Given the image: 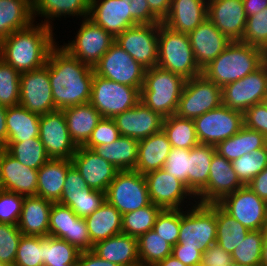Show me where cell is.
Wrapping results in <instances>:
<instances>
[{"label": "cell", "mask_w": 267, "mask_h": 266, "mask_svg": "<svg viewBox=\"0 0 267 266\" xmlns=\"http://www.w3.org/2000/svg\"><path fill=\"white\" fill-rule=\"evenodd\" d=\"M232 167L245 186L267 167V146L233 160Z\"/></svg>", "instance_id": "cell-46"}, {"label": "cell", "mask_w": 267, "mask_h": 266, "mask_svg": "<svg viewBox=\"0 0 267 266\" xmlns=\"http://www.w3.org/2000/svg\"><path fill=\"white\" fill-rule=\"evenodd\" d=\"M244 126L258 131L267 138V106L264 102L249 107L243 113Z\"/></svg>", "instance_id": "cell-59"}, {"label": "cell", "mask_w": 267, "mask_h": 266, "mask_svg": "<svg viewBox=\"0 0 267 266\" xmlns=\"http://www.w3.org/2000/svg\"><path fill=\"white\" fill-rule=\"evenodd\" d=\"M171 148L163 130L139 140L135 170L145 175L148 172L163 168Z\"/></svg>", "instance_id": "cell-29"}, {"label": "cell", "mask_w": 267, "mask_h": 266, "mask_svg": "<svg viewBox=\"0 0 267 266\" xmlns=\"http://www.w3.org/2000/svg\"><path fill=\"white\" fill-rule=\"evenodd\" d=\"M194 58L202 70L217 58L231 41L207 18L189 34Z\"/></svg>", "instance_id": "cell-23"}, {"label": "cell", "mask_w": 267, "mask_h": 266, "mask_svg": "<svg viewBox=\"0 0 267 266\" xmlns=\"http://www.w3.org/2000/svg\"><path fill=\"white\" fill-rule=\"evenodd\" d=\"M39 138L50 159L71 160L78 146L71 139L63 110L40 115Z\"/></svg>", "instance_id": "cell-16"}, {"label": "cell", "mask_w": 267, "mask_h": 266, "mask_svg": "<svg viewBox=\"0 0 267 266\" xmlns=\"http://www.w3.org/2000/svg\"><path fill=\"white\" fill-rule=\"evenodd\" d=\"M88 18L114 38L134 26L132 20H127L126 6L122 0H90Z\"/></svg>", "instance_id": "cell-27"}, {"label": "cell", "mask_w": 267, "mask_h": 266, "mask_svg": "<svg viewBox=\"0 0 267 266\" xmlns=\"http://www.w3.org/2000/svg\"><path fill=\"white\" fill-rule=\"evenodd\" d=\"M85 188H88L86 181L72 164L68 168L61 198L58 203H70V196H78L82 194Z\"/></svg>", "instance_id": "cell-60"}, {"label": "cell", "mask_w": 267, "mask_h": 266, "mask_svg": "<svg viewBox=\"0 0 267 266\" xmlns=\"http://www.w3.org/2000/svg\"><path fill=\"white\" fill-rule=\"evenodd\" d=\"M240 42L258 47L267 54V8L247 17L245 32Z\"/></svg>", "instance_id": "cell-49"}, {"label": "cell", "mask_w": 267, "mask_h": 266, "mask_svg": "<svg viewBox=\"0 0 267 266\" xmlns=\"http://www.w3.org/2000/svg\"><path fill=\"white\" fill-rule=\"evenodd\" d=\"M155 266H186L173 255L167 256L164 260L159 261Z\"/></svg>", "instance_id": "cell-68"}, {"label": "cell", "mask_w": 267, "mask_h": 266, "mask_svg": "<svg viewBox=\"0 0 267 266\" xmlns=\"http://www.w3.org/2000/svg\"><path fill=\"white\" fill-rule=\"evenodd\" d=\"M40 115L30 112L23 106L7 107V142H24L39 137Z\"/></svg>", "instance_id": "cell-33"}, {"label": "cell", "mask_w": 267, "mask_h": 266, "mask_svg": "<svg viewBox=\"0 0 267 266\" xmlns=\"http://www.w3.org/2000/svg\"><path fill=\"white\" fill-rule=\"evenodd\" d=\"M159 24H138L115 37V42L146 69L157 66Z\"/></svg>", "instance_id": "cell-15"}, {"label": "cell", "mask_w": 267, "mask_h": 266, "mask_svg": "<svg viewBox=\"0 0 267 266\" xmlns=\"http://www.w3.org/2000/svg\"><path fill=\"white\" fill-rule=\"evenodd\" d=\"M105 192L85 188L78 196H70V203H60L69 206L80 218H86L105 202Z\"/></svg>", "instance_id": "cell-50"}, {"label": "cell", "mask_w": 267, "mask_h": 266, "mask_svg": "<svg viewBox=\"0 0 267 266\" xmlns=\"http://www.w3.org/2000/svg\"><path fill=\"white\" fill-rule=\"evenodd\" d=\"M84 219L93 245L122 233V214L106 200Z\"/></svg>", "instance_id": "cell-32"}, {"label": "cell", "mask_w": 267, "mask_h": 266, "mask_svg": "<svg viewBox=\"0 0 267 266\" xmlns=\"http://www.w3.org/2000/svg\"><path fill=\"white\" fill-rule=\"evenodd\" d=\"M264 104L267 106V96L264 98Z\"/></svg>", "instance_id": "cell-73"}, {"label": "cell", "mask_w": 267, "mask_h": 266, "mask_svg": "<svg viewBox=\"0 0 267 266\" xmlns=\"http://www.w3.org/2000/svg\"><path fill=\"white\" fill-rule=\"evenodd\" d=\"M162 209L151 203L135 211L122 215V233L139 238L153 229L157 215Z\"/></svg>", "instance_id": "cell-44"}, {"label": "cell", "mask_w": 267, "mask_h": 266, "mask_svg": "<svg viewBox=\"0 0 267 266\" xmlns=\"http://www.w3.org/2000/svg\"><path fill=\"white\" fill-rule=\"evenodd\" d=\"M190 158L189 149L171 148L165 161L163 169L179 181L183 182L188 188V165Z\"/></svg>", "instance_id": "cell-54"}, {"label": "cell", "mask_w": 267, "mask_h": 266, "mask_svg": "<svg viewBox=\"0 0 267 266\" xmlns=\"http://www.w3.org/2000/svg\"><path fill=\"white\" fill-rule=\"evenodd\" d=\"M146 178L151 203L161 209H183L185 199L195 198L187 186L163 168L148 172Z\"/></svg>", "instance_id": "cell-18"}, {"label": "cell", "mask_w": 267, "mask_h": 266, "mask_svg": "<svg viewBox=\"0 0 267 266\" xmlns=\"http://www.w3.org/2000/svg\"><path fill=\"white\" fill-rule=\"evenodd\" d=\"M92 252L118 266H140L138 239L124 233L96 242Z\"/></svg>", "instance_id": "cell-26"}, {"label": "cell", "mask_w": 267, "mask_h": 266, "mask_svg": "<svg viewBox=\"0 0 267 266\" xmlns=\"http://www.w3.org/2000/svg\"><path fill=\"white\" fill-rule=\"evenodd\" d=\"M263 230H250L232 252L233 262L261 266Z\"/></svg>", "instance_id": "cell-45"}, {"label": "cell", "mask_w": 267, "mask_h": 266, "mask_svg": "<svg viewBox=\"0 0 267 266\" xmlns=\"http://www.w3.org/2000/svg\"><path fill=\"white\" fill-rule=\"evenodd\" d=\"M267 60V54L260 48L232 41L225 50L202 69V74L223 88L254 72Z\"/></svg>", "instance_id": "cell-3"}, {"label": "cell", "mask_w": 267, "mask_h": 266, "mask_svg": "<svg viewBox=\"0 0 267 266\" xmlns=\"http://www.w3.org/2000/svg\"><path fill=\"white\" fill-rule=\"evenodd\" d=\"M172 255V245L151 229L138 238L140 266H155Z\"/></svg>", "instance_id": "cell-42"}, {"label": "cell", "mask_w": 267, "mask_h": 266, "mask_svg": "<svg viewBox=\"0 0 267 266\" xmlns=\"http://www.w3.org/2000/svg\"><path fill=\"white\" fill-rule=\"evenodd\" d=\"M153 229L172 246L176 245L180 230V209H162L156 217Z\"/></svg>", "instance_id": "cell-51"}, {"label": "cell", "mask_w": 267, "mask_h": 266, "mask_svg": "<svg viewBox=\"0 0 267 266\" xmlns=\"http://www.w3.org/2000/svg\"><path fill=\"white\" fill-rule=\"evenodd\" d=\"M186 79L154 66L145 71L140 101L163 118L176 114Z\"/></svg>", "instance_id": "cell-4"}, {"label": "cell", "mask_w": 267, "mask_h": 266, "mask_svg": "<svg viewBox=\"0 0 267 266\" xmlns=\"http://www.w3.org/2000/svg\"><path fill=\"white\" fill-rule=\"evenodd\" d=\"M19 104L30 112L39 115L57 110L46 65L36 70L21 73Z\"/></svg>", "instance_id": "cell-17"}, {"label": "cell", "mask_w": 267, "mask_h": 266, "mask_svg": "<svg viewBox=\"0 0 267 266\" xmlns=\"http://www.w3.org/2000/svg\"><path fill=\"white\" fill-rule=\"evenodd\" d=\"M77 266H118V265L99 258L92 251H82L79 254Z\"/></svg>", "instance_id": "cell-64"}, {"label": "cell", "mask_w": 267, "mask_h": 266, "mask_svg": "<svg viewBox=\"0 0 267 266\" xmlns=\"http://www.w3.org/2000/svg\"><path fill=\"white\" fill-rule=\"evenodd\" d=\"M230 266H249V265H243V264H238V263L232 262V264Z\"/></svg>", "instance_id": "cell-71"}, {"label": "cell", "mask_w": 267, "mask_h": 266, "mask_svg": "<svg viewBox=\"0 0 267 266\" xmlns=\"http://www.w3.org/2000/svg\"><path fill=\"white\" fill-rule=\"evenodd\" d=\"M46 66L57 110L90 102L93 67L57 45L50 51Z\"/></svg>", "instance_id": "cell-1"}, {"label": "cell", "mask_w": 267, "mask_h": 266, "mask_svg": "<svg viewBox=\"0 0 267 266\" xmlns=\"http://www.w3.org/2000/svg\"><path fill=\"white\" fill-rule=\"evenodd\" d=\"M215 215L217 220L216 243L232 254L235 247L244 240L250 230L226 213L218 204H215Z\"/></svg>", "instance_id": "cell-40"}, {"label": "cell", "mask_w": 267, "mask_h": 266, "mask_svg": "<svg viewBox=\"0 0 267 266\" xmlns=\"http://www.w3.org/2000/svg\"><path fill=\"white\" fill-rule=\"evenodd\" d=\"M199 143L217 146L235 135L243 126V112L224 104L194 119Z\"/></svg>", "instance_id": "cell-10"}, {"label": "cell", "mask_w": 267, "mask_h": 266, "mask_svg": "<svg viewBox=\"0 0 267 266\" xmlns=\"http://www.w3.org/2000/svg\"><path fill=\"white\" fill-rule=\"evenodd\" d=\"M243 186L232 167L231 161L215 152L210 165L207 186L196 196L197 200L200 199L196 203L217 204L225 196Z\"/></svg>", "instance_id": "cell-19"}, {"label": "cell", "mask_w": 267, "mask_h": 266, "mask_svg": "<svg viewBox=\"0 0 267 266\" xmlns=\"http://www.w3.org/2000/svg\"><path fill=\"white\" fill-rule=\"evenodd\" d=\"M150 10L161 20L168 15L171 0H147Z\"/></svg>", "instance_id": "cell-65"}, {"label": "cell", "mask_w": 267, "mask_h": 266, "mask_svg": "<svg viewBox=\"0 0 267 266\" xmlns=\"http://www.w3.org/2000/svg\"><path fill=\"white\" fill-rule=\"evenodd\" d=\"M52 29L42 23H32L13 32L2 39L1 59L19 73L42 68L50 51L59 45L54 41Z\"/></svg>", "instance_id": "cell-2"}, {"label": "cell", "mask_w": 267, "mask_h": 266, "mask_svg": "<svg viewBox=\"0 0 267 266\" xmlns=\"http://www.w3.org/2000/svg\"><path fill=\"white\" fill-rule=\"evenodd\" d=\"M76 216L69 206L53 203L49 215L48 235L65 240V235H70L71 217Z\"/></svg>", "instance_id": "cell-53"}, {"label": "cell", "mask_w": 267, "mask_h": 266, "mask_svg": "<svg viewBox=\"0 0 267 266\" xmlns=\"http://www.w3.org/2000/svg\"><path fill=\"white\" fill-rule=\"evenodd\" d=\"M222 104V88L203 74L185 81L176 115L195 119Z\"/></svg>", "instance_id": "cell-9"}, {"label": "cell", "mask_w": 267, "mask_h": 266, "mask_svg": "<svg viewBox=\"0 0 267 266\" xmlns=\"http://www.w3.org/2000/svg\"><path fill=\"white\" fill-rule=\"evenodd\" d=\"M215 152V146L201 143L190 149L188 189L195 197L207 186L210 165Z\"/></svg>", "instance_id": "cell-37"}, {"label": "cell", "mask_w": 267, "mask_h": 266, "mask_svg": "<svg viewBox=\"0 0 267 266\" xmlns=\"http://www.w3.org/2000/svg\"><path fill=\"white\" fill-rule=\"evenodd\" d=\"M4 190L3 178L1 173V148H0V192Z\"/></svg>", "instance_id": "cell-70"}, {"label": "cell", "mask_w": 267, "mask_h": 266, "mask_svg": "<svg viewBox=\"0 0 267 266\" xmlns=\"http://www.w3.org/2000/svg\"><path fill=\"white\" fill-rule=\"evenodd\" d=\"M20 76L21 73L0 59V105H19Z\"/></svg>", "instance_id": "cell-47"}, {"label": "cell", "mask_w": 267, "mask_h": 266, "mask_svg": "<svg viewBox=\"0 0 267 266\" xmlns=\"http://www.w3.org/2000/svg\"><path fill=\"white\" fill-rule=\"evenodd\" d=\"M52 202L39 196H24L18 228L23 235L48 236Z\"/></svg>", "instance_id": "cell-28"}, {"label": "cell", "mask_w": 267, "mask_h": 266, "mask_svg": "<svg viewBox=\"0 0 267 266\" xmlns=\"http://www.w3.org/2000/svg\"><path fill=\"white\" fill-rule=\"evenodd\" d=\"M217 204L249 230L267 228V202L246 185L225 196Z\"/></svg>", "instance_id": "cell-13"}, {"label": "cell", "mask_w": 267, "mask_h": 266, "mask_svg": "<svg viewBox=\"0 0 267 266\" xmlns=\"http://www.w3.org/2000/svg\"><path fill=\"white\" fill-rule=\"evenodd\" d=\"M6 111L7 107L0 105V148L7 144Z\"/></svg>", "instance_id": "cell-67"}, {"label": "cell", "mask_w": 267, "mask_h": 266, "mask_svg": "<svg viewBox=\"0 0 267 266\" xmlns=\"http://www.w3.org/2000/svg\"><path fill=\"white\" fill-rule=\"evenodd\" d=\"M138 140L121 136L111 144L94 147L96 154L113 164L117 170H135L138 158Z\"/></svg>", "instance_id": "cell-35"}, {"label": "cell", "mask_w": 267, "mask_h": 266, "mask_svg": "<svg viewBox=\"0 0 267 266\" xmlns=\"http://www.w3.org/2000/svg\"><path fill=\"white\" fill-rule=\"evenodd\" d=\"M1 53H2V38H0V59H1Z\"/></svg>", "instance_id": "cell-72"}, {"label": "cell", "mask_w": 267, "mask_h": 266, "mask_svg": "<svg viewBox=\"0 0 267 266\" xmlns=\"http://www.w3.org/2000/svg\"><path fill=\"white\" fill-rule=\"evenodd\" d=\"M203 250L201 245L177 243L172 246V255L186 266H200Z\"/></svg>", "instance_id": "cell-61"}, {"label": "cell", "mask_w": 267, "mask_h": 266, "mask_svg": "<svg viewBox=\"0 0 267 266\" xmlns=\"http://www.w3.org/2000/svg\"><path fill=\"white\" fill-rule=\"evenodd\" d=\"M22 233L17 225L0 223V261L14 266Z\"/></svg>", "instance_id": "cell-52"}, {"label": "cell", "mask_w": 267, "mask_h": 266, "mask_svg": "<svg viewBox=\"0 0 267 266\" xmlns=\"http://www.w3.org/2000/svg\"><path fill=\"white\" fill-rule=\"evenodd\" d=\"M208 19L231 42L242 40L247 21L242 0H208Z\"/></svg>", "instance_id": "cell-21"}, {"label": "cell", "mask_w": 267, "mask_h": 266, "mask_svg": "<svg viewBox=\"0 0 267 266\" xmlns=\"http://www.w3.org/2000/svg\"><path fill=\"white\" fill-rule=\"evenodd\" d=\"M1 173L4 190L22 196L37 195L38 170L29 168L1 148Z\"/></svg>", "instance_id": "cell-24"}, {"label": "cell", "mask_w": 267, "mask_h": 266, "mask_svg": "<svg viewBox=\"0 0 267 266\" xmlns=\"http://www.w3.org/2000/svg\"><path fill=\"white\" fill-rule=\"evenodd\" d=\"M82 21L75 39L61 47L80 62L94 67L109 50L115 38L88 17Z\"/></svg>", "instance_id": "cell-12"}, {"label": "cell", "mask_w": 267, "mask_h": 266, "mask_svg": "<svg viewBox=\"0 0 267 266\" xmlns=\"http://www.w3.org/2000/svg\"><path fill=\"white\" fill-rule=\"evenodd\" d=\"M0 266H8V265L0 261Z\"/></svg>", "instance_id": "cell-74"}, {"label": "cell", "mask_w": 267, "mask_h": 266, "mask_svg": "<svg viewBox=\"0 0 267 266\" xmlns=\"http://www.w3.org/2000/svg\"><path fill=\"white\" fill-rule=\"evenodd\" d=\"M80 251L67 241L43 236L44 266L77 265Z\"/></svg>", "instance_id": "cell-43"}, {"label": "cell", "mask_w": 267, "mask_h": 266, "mask_svg": "<svg viewBox=\"0 0 267 266\" xmlns=\"http://www.w3.org/2000/svg\"><path fill=\"white\" fill-rule=\"evenodd\" d=\"M71 161L88 187L102 192H106L119 171L113 164L96 154L93 149L84 146H78Z\"/></svg>", "instance_id": "cell-20"}, {"label": "cell", "mask_w": 267, "mask_h": 266, "mask_svg": "<svg viewBox=\"0 0 267 266\" xmlns=\"http://www.w3.org/2000/svg\"><path fill=\"white\" fill-rule=\"evenodd\" d=\"M261 266H267V228L263 230Z\"/></svg>", "instance_id": "cell-69"}, {"label": "cell", "mask_w": 267, "mask_h": 266, "mask_svg": "<svg viewBox=\"0 0 267 266\" xmlns=\"http://www.w3.org/2000/svg\"><path fill=\"white\" fill-rule=\"evenodd\" d=\"M157 66L188 80L202 74L197 65L188 34L159 23Z\"/></svg>", "instance_id": "cell-5"}, {"label": "cell", "mask_w": 267, "mask_h": 266, "mask_svg": "<svg viewBox=\"0 0 267 266\" xmlns=\"http://www.w3.org/2000/svg\"><path fill=\"white\" fill-rule=\"evenodd\" d=\"M186 211L180 209V230L178 243L201 245L207 249L216 243L217 220L215 204H200L194 200Z\"/></svg>", "instance_id": "cell-8"}, {"label": "cell", "mask_w": 267, "mask_h": 266, "mask_svg": "<svg viewBox=\"0 0 267 266\" xmlns=\"http://www.w3.org/2000/svg\"><path fill=\"white\" fill-rule=\"evenodd\" d=\"M32 4L34 20L36 15H41L45 17L44 22L41 21V23L49 27H52L50 21L57 17L79 15L87 18L89 16L90 0H34Z\"/></svg>", "instance_id": "cell-38"}, {"label": "cell", "mask_w": 267, "mask_h": 266, "mask_svg": "<svg viewBox=\"0 0 267 266\" xmlns=\"http://www.w3.org/2000/svg\"><path fill=\"white\" fill-rule=\"evenodd\" d=\"M14 266H44L43 237L22 235Z\"/></svg>", "instance_id": "cell-48"}, {"label": "cell", "mask_w": 267, "mask_h": 266, "mask_svg": "<svg viewBox=\"0 0 267 266\" xmlns=\"http://www.w3.org/2000/svg\"><path fill=\"white\" fill-rule=\"evenodd\" d=\"M267 96V60L254 72L222 88V104L245 112Z\"/></svg>", "instance_id": "cell-14"}, {"label": "cell", "mask_w": 267, "mask_h": 266, "mask_svg": "<svg viewBox=\"0 0 267 266\" xmlns=\"http://www.w3.org/2000/svg\"><path fill=\"white\" fill-rule=\"evenodd\" d=\"M113 120L121 136L139 141L162 130L164 118L140 101L133 108L116 115Z\"/></svg>", "instance_id": "cell-22"}, {"label": "cell", "mask_w": 267, "mask_h": 266, "mask_svg": "<svg viewBox=\"0 0 267 266\" xmlns=\"http://www.w3.org/2000/svg\"><path fill=\"white\" fill-rule=\"evenodd\" d=\"M267 138L260 132L243 126L235 135L223 140L216 146V152L233 161L266 146Z\"/></svg>", "instance_id": "cell-36"}, {"label": "cell", "mask_w": 267, "mask_h": 266, "mask_svg": "<svg viewBox=\"0 0 267 266\" xmlns=\"http://www.w3.org/2000/svg\"><path fill=\"white\" fill-rule=\"evenodd\" d=\"M119 137L121 135L113 118L103 117L83 146L88 149H93L101 144H111Z\"/></svg>", "instance_id": "cell-56"}, {"label": "cell", "mask_w": 267, "mask_h": 266, "mask_svg": "<svg viewBox=\"0 0 267 266\" xmlns=\"http://www.w3.org/2000/svg\"><path fill=\"white\" fill-rule=\"evenodd\" d=\"M139 102L140 91L136 87L120 84L94 73L89 103L102 117L114 118Z\"/></svg>", "instance_id": "cell-6"}, {"label": "cell", "mask_w": 267, "mask_h": 266, "mask_svg": "<svg viewBox=\"0 0 267 266\" xmlns=\"http://www.w3.org/2000/svg\"><path fill=\"white\" fill-rule=\"evenodd\" d=\"M246 17L253 16L267 8V0H242Z\"/></svg>", "instance_id": "cell-66"}, {"label": "cell", "mask_w": 267, "mask_h": 266, "mask_svg": "<svg viewBox=\"0 0 267 266\" xmlns=\"http://www.w3.org/2000/svg\"><path fill=\"white\" fill-rule=\"evenodd\" d=\"M63 112L70 137L77 146H83L88 141L103 118L90 103L68 107Z\"/></svg>", "instance_id": "cell-31"}, {"label": "cell", "mask_w": 267, "mask_h": 266, "mask_svg": "<svg viewBox=\"0 0 267 266\" xmlns=\"http://www.w3.org/2000/svg\"><path fill=\"white\" fill-rule=\"evenodd\" d=\"M30 0H0V38L34 23Z\"/></svg>", "instance_id": "cell-34"}, {"label": "cell", "mask_w": 267, "mask_h": 266, "mask_svg": "<svg viewBox=\"0 0 267 266\" xmlns=\"http://www.w3.org/2000/svg\"><path fill=\"white\" fill-rule=\"evenodd\" d=\"M65 241L75 246L80 252L92 251L93 244L84 218L71 217L70 235H65Z\"/></svg>", "instance_id": "cell-58"}, {"label": "cell", "mask_w": 267, "mask_h": 266, "mask_svg": "<svg viewBox=\"0 0 267 266\" xmlns=\"http://www.w3.org/2000/svg\"><path fill=\"white\" fill-rule=\"evenodd\" d=\"M93 69L100 77L136 87L139 91L143 86L146 71L145 67L136 62L115 41Z\"/></svg>", "instance_id": "cell-11"}, {"label": "cell", "mask_w": 267, "mask_h": 266, "mask_svg": "<svg viewBox=\"0 0 267 266\" xmlns=\"http://www.w3.org/2000/svg\"><path fill=\"white\" fill-rule=\"evenodd\" d=\"M126 6L127 20L133 25L159 24L162 21L150 10L147 0H122Z\"/></svg>", "instance_id": "cell-57"}, {"label": "cell", "mask_w": 267, "mask_h": 266, "mask_svg": "<svg viewBox=\"0 0 267 266\" xmlns=\"http://www.w3.org/2000/svg\"><path fill=\"white\" fill-rule=\"evenodd\" d=\"M71 160L49 159L39 170L37 180V195L52 203H58L66 180Z\"/></svg>", "instance_id": "cell-30"}, {"label": "cell", "mask_w": 267, "mask_h": 266, "mask_svg": "<svg viewBox=\"0 0 267 266\" xmlns=\"http://www.w3.org/2000/svg\"><path fill=\"white\" fill-rule=\"evenodd\" d=\"M162 130L173 148L190 150L199 144L193 119L173 114L164 118Z\"/></svg>", "instance_id": "cell-39"}, {"label": "cell", "mask_w": 267, "mask_h": 266, "mask_svg": "<svg viewBox=\"0 0 267 266\" xmlns=\"http://www.w3.org/2000/svg\"><path fill=\"white\" fill-rule=\"evenodd\" d=\"M232 262V255L214 243L202 251L200 266H230Z\"/></svg>", "instance_id": "cell-62"}, {"label": "cell", "mask_w": 267, "mask_h": 266, "mask_svg": "<svg viewBox=\"0 0 267 266\" xmlns=\"http://www.w3.org/2000/svg\"><path fill=\"white\" fill-rule=\"evenodd\" d=\"M55 266H56V265H55ZM62 266H77V265H63V264H62Z\"/></svg>", "instance_id": "cell-75"}, {"label": "cell", "mask_w": 267, "mask_h": 266, "mask_svg": "<svg viewBox=\"0 0 267 266\" xmlns=\"http://www.w3.org/2000/svg\"><path fill=\"white\" fill-rule=\"evenodd\" d=\"M4 149L24 166L39 170L50 158L39 137L24 142H7Z\"/></svg>", "instance_id": "cell-41"}, {"label": "cell", "mask_w": 267, "mask_h": 266, "mask_svg": "<svg viewBox=\"0 0 267 266\" xmlns=\"http://www.w3.org/2000/svg\"><path fill=\"white\" fill-rule=\"evenodd\" d=\"M208 18V0H171L162 23L169 29L189 34Z\"/></svg>", "instance_id": "cell-25"}, {"label": "cell", "mask_w": 267, "mask_h": 266, "mask_svg": "<svg viewBox=\"0 0 267 266\" xmlns=\"http://www.w3.org/2000/svg\"><path fill=\"white\" fill-rule=\"evenodd\" d=\"M24 196L3 190L0 192V223L17 225Z\"/></svg>", "instance_id": "cell-55"}, {"label": "cell", "mask_w": 267, "mask_h": 266, "mask_svg": "<svg viewBox=\"0 0 267 266\" xmlns=\"http://www.w3.org/2000/svg\"><path fill=\"white\" fill-rule=\"evenodd\" d=\"M246 186L258 197L267 202V167L255 176Z\"/></svg>", "instance_id": "cell-63"}, {"label": "cell", "mask_w": 267, "mask_h": 266, "mask_svg": "<svg viewBox=\"0 0 267 266\" xmlns=\"http://www.w3.org/2000/svg\"><path fill=\"white\" fill-rule=\"evenodd\" d=\"M105 198L122 215L151 204L146 178L136 170L118 171Z\"/></svg>", "instance_id": "cell-7"}]
</instances>
